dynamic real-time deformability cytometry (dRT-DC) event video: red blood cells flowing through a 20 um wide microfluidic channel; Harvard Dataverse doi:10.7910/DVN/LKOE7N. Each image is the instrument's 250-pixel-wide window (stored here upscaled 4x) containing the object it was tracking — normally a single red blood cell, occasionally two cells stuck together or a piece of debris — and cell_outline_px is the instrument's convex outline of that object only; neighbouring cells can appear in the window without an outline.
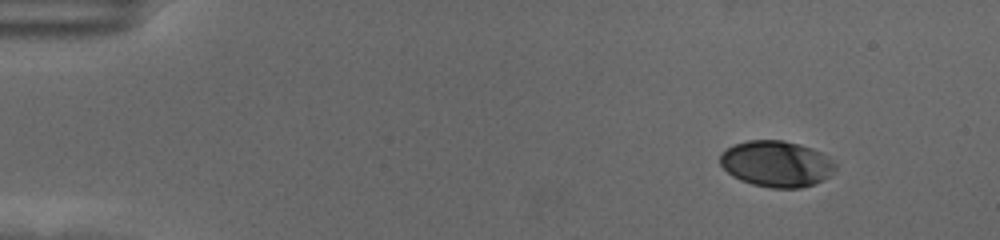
{"species": "human", "species_latin": "Homo sapiens", "temperature_condition": "cold", "stored_images_in_passage": 53, "camera_frame_rate_fps": 3000, "um_per_image_px": 0.085, "donor": {"sex": "female"}, "frame": {"image": 1, "passage_image": 1, "time_ms": 0.0, "image_size_px": [1000, 240], "cell_outline_px": [[836, 168], [824, 180], [800, 188], [772, 188], [752, 184], [740, 180], [732, 176], [720, 164], [720, 152], [736, 144], [748, 140], [784, 140], [800, 144], [812, 148], [820, 152], [836, 164]], "centroid_in_image_um": [65.98, 13.92], "position_along_channel_um": 19.0, "area_um2": 30.87}}
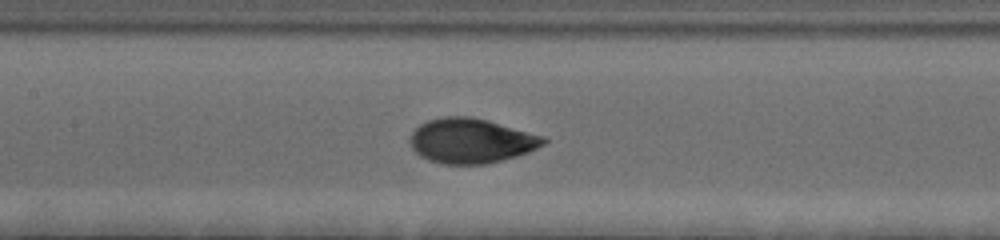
{"frame": {"image": 2, "passage_image": 23, "time_ms": 7.333, "image_size_px": [1000, 240], "cell_outline_px": [[548, 140], [544, 144], [528, 152], [516, 156], [488, 164], [444, 164], [428, 160], [420, 156], [412, 148], [412, 132], [420, 124], [428, 120], [444, 116], [468, 116], [488, 120], [544, 136]], "centroid_in_image_um": [40.06, 11.97], "position_along_channel_um": 167.3, "area_um2": 34.68}}
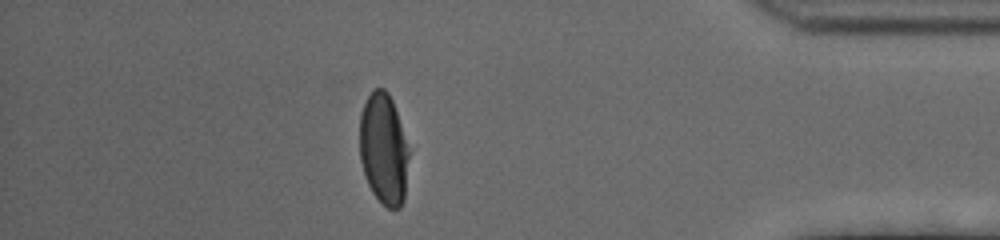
{"frame": {"image": 3, "passage_image": 46, "time_ms": 15.0, "image_size_px": [1000, 240], "cell_outline_px": [[408, 156], [404, 200], [400, 208], [388, 208], [372, 192], [364, 176], [360, 160], [360, 112], [368, 96], [376, 88], [384, 88], [388, 92], [392, 100], [400, 124], [408, 152]], "centroid_in_image_um": [32.58, 12.68], "position_along_channel_um": 402.6, "area_um2": 31.44}, "authors_computed_cell_mechanics": {"area_um2": 33.8708, "velocity_mm_per_s": 3.5193, "shape_relaxation_time_tau1_ms": 4.0365, "shape_relaxation_time_tau2_ms": null, "deformation_change_tau1": 0.1775, "deformation_change_tau2": null}}